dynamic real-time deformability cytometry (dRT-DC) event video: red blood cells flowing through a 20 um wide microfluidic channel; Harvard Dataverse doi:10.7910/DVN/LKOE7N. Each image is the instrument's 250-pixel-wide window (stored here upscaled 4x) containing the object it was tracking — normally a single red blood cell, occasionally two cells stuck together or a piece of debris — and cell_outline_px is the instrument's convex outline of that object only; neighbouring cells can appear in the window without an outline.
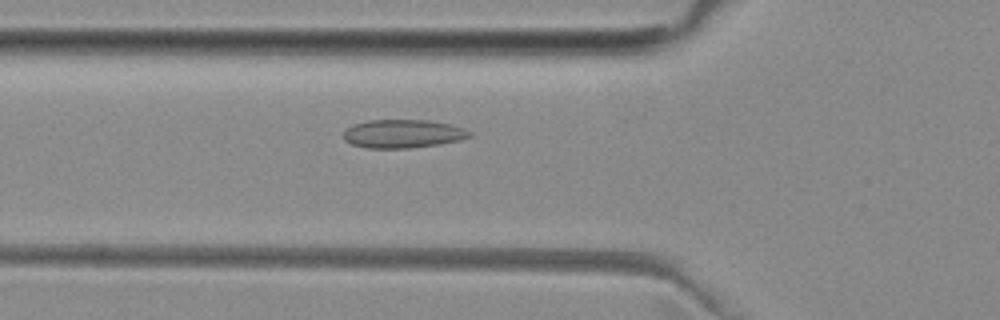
{"species": "common noctule bat (a hibernating species)", "species_latin": "Nyctalus noctula", "temperature_condition": "room temperature", "stored_images_in_passage": 33, "camera_frame_rate_fps": 3000, "um_per_image_px": 0.085, "animal": {"sex": "female", "body_mass_g": 29.2, "forearm_length_mm": 56.3}, "frame": {"image": 1, "passage_image": 18, "time_ms": 5.667, "image_size_px": [1000, 320], "cell_outline_px": [[472, 136], [460, 140], [440, 144], [408, 148], [364, 148], [352, 144], [344, 140], [344, 132], [352, 124], [368, 120], [428, 120], [448, 124], [464, 128], [472, 132]], "centroid_in_image_um": [34.25, 11.37], "position_along_channel_um": 91.6, "area_um2": 20.92}}
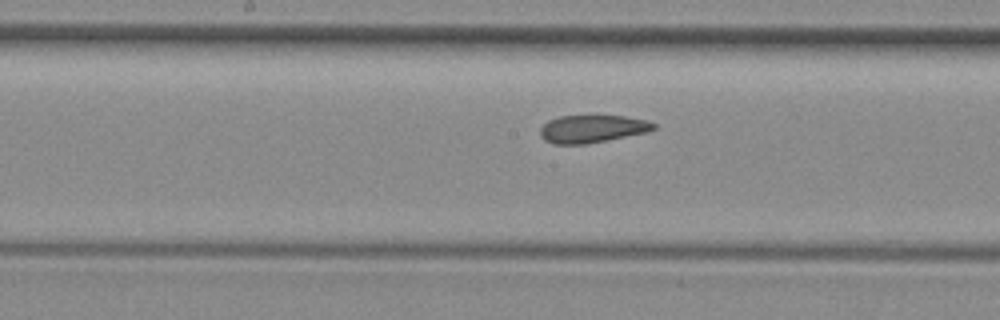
{"frame": {"image": 2, "passage_image": 26, "time_ms": 8.333, "image_size_px": [1000, 320], "cell_outline_px": [[656, 128], [648, 132], [608, 140], [584, 144], [552, 144], [544, 140], [540, 136], [540, 128], [548, 120], [560, 116], [624, 116], [648, 120], [656, 124]], "centroid_in_image_um": [50.34, 10.95], "position_along_channel_um": 197.9, "area_um2": 18.38}}
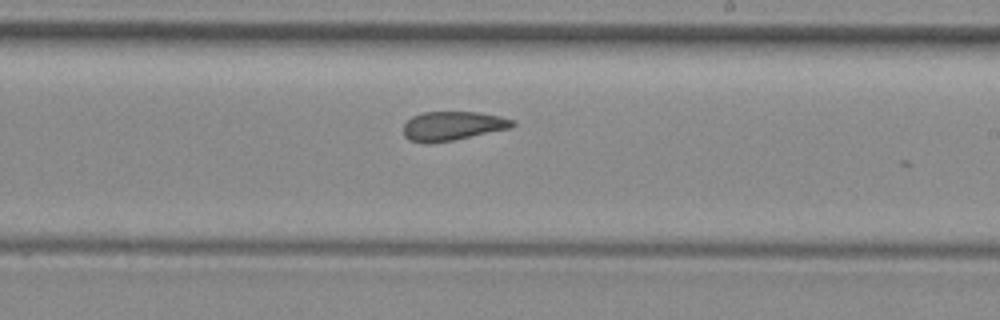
{"frame": {"image": 3, "passage_image": 30, "time_ms": 9.667, "image_size_px": [1000, 320], "cell_outline_px": [[516, 124], [512, 128], [452, 140], [428, 144], [424, 144], [408, 140], [404, 136], [404, 124], [412, 116], [424, 112], [476, 112], [500, 116], [516, 120]], "centroid_in_image_um": [38.48, 10.71], "position_along_channel_um": 250.5, "area_um2": 18.61}}